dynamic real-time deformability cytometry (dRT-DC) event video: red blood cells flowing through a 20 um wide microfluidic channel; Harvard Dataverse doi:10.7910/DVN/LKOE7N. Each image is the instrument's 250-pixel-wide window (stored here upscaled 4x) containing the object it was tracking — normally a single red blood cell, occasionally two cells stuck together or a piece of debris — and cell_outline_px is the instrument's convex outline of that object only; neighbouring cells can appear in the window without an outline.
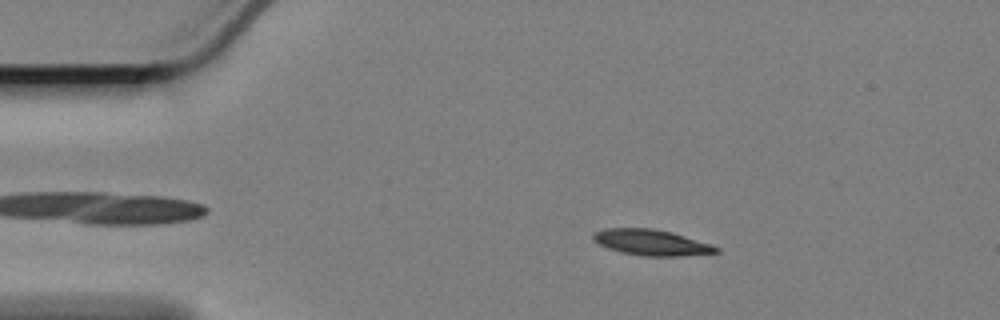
{"species": "Egyptian fruit bat (a non-hibernating species)", "species_latin": "Rousettus aegyptiacus", "temperature_condition": "cold", "stored_images_in_passage": 51, "camera_frame_rate_fps": 3000, "um_per_image_px": 0.085, "animal": {"sex": "female"}, "frame": {"image": 1, "passage_image": 10, "time_ms": 3.0, "image_size_px": [1000, 320], "cell_outline_px": [[720, 252], [680, 256], [640, 256], [620, 252], [608, 248], [592, 240], [592, 232], [604, 228], [652, 228], [672, 232], [712, 244], [720, 248]], "centroid_in_image_um": [55.35, 20.61], "position_along_channel_um": 29.6, "area_um2": 18.73}}
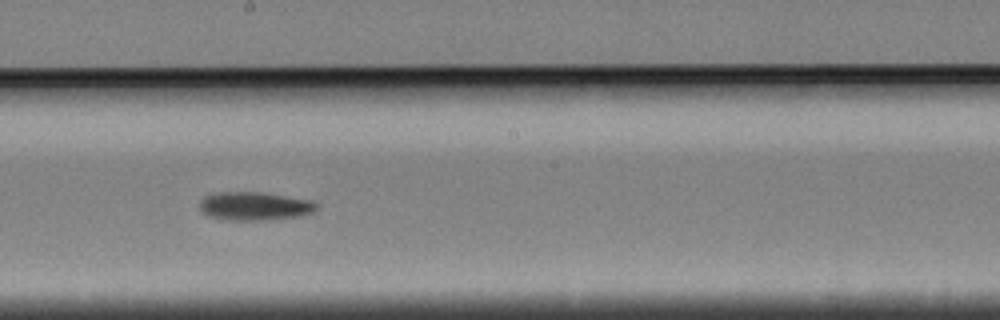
{"frame": {"image": 2, "passage_image": 32, "time_ms": 10.333, "image_size_px": [1000, 320], "cell_outline_px": [[320, 204], [308, 216], [268, 220], [220, 220], [208, 216], [200, 208], [200, 200], [204, 196], [216, 192], [260, 192], [312, 200]], "centroid_in_image_um": [21.67, 17.53], "position_along_channel_um": 226.5, "area_um2": 19.77}}
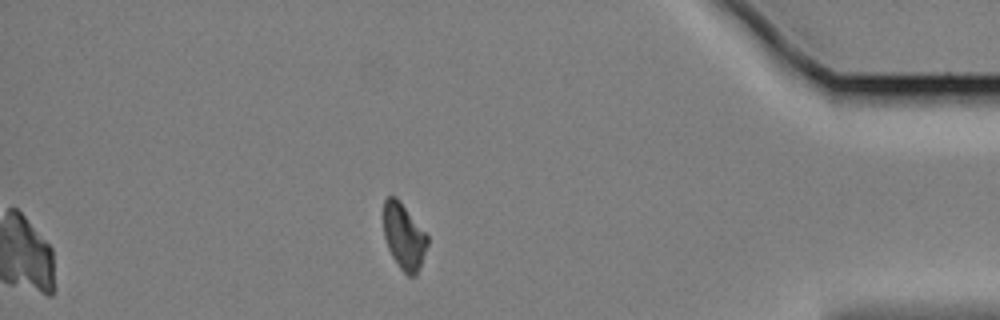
{"frame": {"image": 3, "passage_image": 51, "time_ms": 16.667, "image_size_px": [1000, 320], "cell_outline_px": [[428, 244], [420, 268], [416, 276], [408, 276], [400, 268], [392, 256], [388, 248], [384, 236], [384, 200], [388, 196], [396, 196], [400, 200], [428, 236]], "centroid_in_image_um": [34.34, 20.1], "position_along_channel_um": 400.9, "area_um2": 16.88}, "authors_computed_cell_mechanics": {"area_um2": 18.5538, "velocity_mm_per_s": 3.3535, "shape_relaxation_time_tau1_ms": 9.0365, "shape_relaxation_time_tau2_ms": null, "deformation_change_tau1": 0.1694, "deformation_change_tau2": null}}